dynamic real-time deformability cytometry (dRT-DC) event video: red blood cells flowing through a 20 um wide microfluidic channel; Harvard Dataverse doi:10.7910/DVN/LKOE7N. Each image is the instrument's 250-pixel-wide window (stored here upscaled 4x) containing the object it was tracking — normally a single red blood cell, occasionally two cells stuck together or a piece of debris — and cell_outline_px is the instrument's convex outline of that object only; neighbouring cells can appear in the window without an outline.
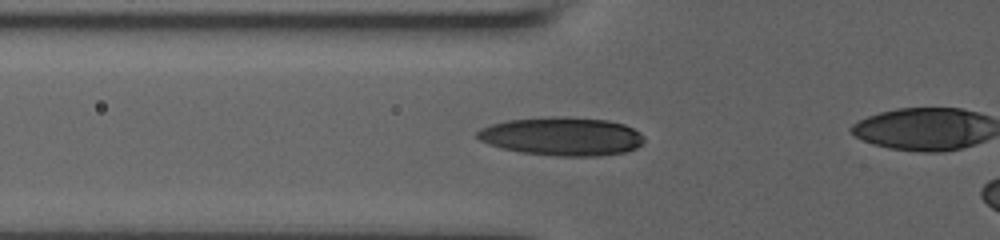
{"species": "human", "species_latin": "Homo sapiens", "temperature_condition": "room temperature", "stored_images_in_passage": 21, "segment_of_instrument_passage": [1, 2], "camera_frame_rate_fps": 3000, "um_per_image_px": 0.085, "donor": {"sex": "male"}, "frame": {"image": 1, "passage_image": 2, "time_ms": 0.333, "image_size_px": [1000, 240], "cell_outline_px": [[644, 140], [636, 148], [624, 152], [600, 156], [556, 156], [520, 152], [500, 148], [488, 144], [480, 140], [476, 136], [476, 132], [480, 128], [492, 124], [508, 120], [552, 116], [564, 116], [608, 120], [624, 124], [640, 132], [644, 136]], "centroid_in_image_um": [47.75, 11.59], "position_along_channel_um": 78.0, "area_um2": 37.57}}
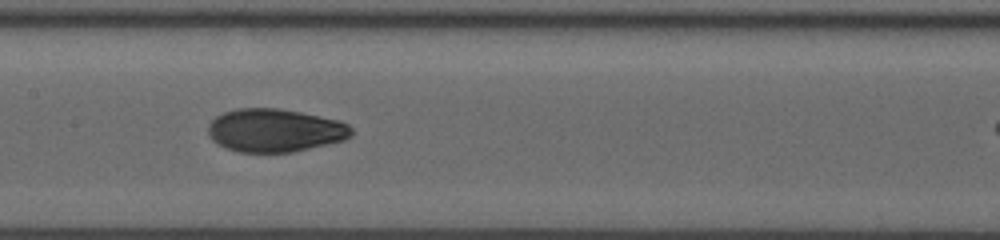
{"frame": {"image": 2, "passage_image": 13, "time_ms": 3.0, "image_size_px": [1000, 240], "cell_outline_px": [[352, 136], [344, 140], [292, 152], [240, 152], [228, 148], [212, 140], [208, 132], [208, 124], [216, 116], [224, 112], [236, 108], [280, 108], [340, 120], [348, 124], [352, 128]], "centroid_in_image_um": [23.38, 11.07], "position_along_channel_um": 184.0, "area_um2": 36.01}}
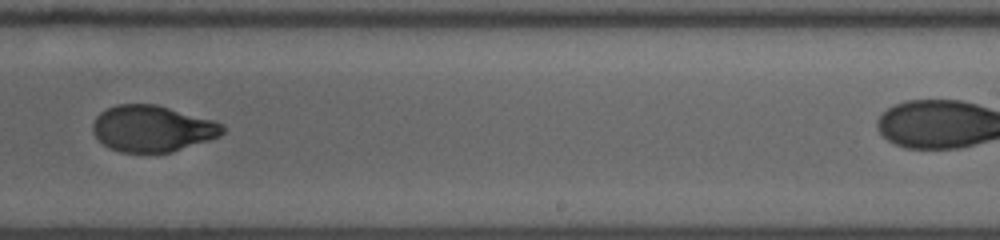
{"frame": {"image": 3, "passage_image": 19, "time_ms": 5.333, "image_size_px": [1000, 240], "cell_outline_px": [[224, 132], [220, 136], [172, 152], [120, 152], [108, 148], [92, 132], [92, 124], [96, 116], [100, 112], [116, 104], [156, 104], [212, 120], [224, 124]], "centroid_in_image_um": [12.93, 10.93], "position_along_channel_um": 276.1, "area_um2": 34.91}}